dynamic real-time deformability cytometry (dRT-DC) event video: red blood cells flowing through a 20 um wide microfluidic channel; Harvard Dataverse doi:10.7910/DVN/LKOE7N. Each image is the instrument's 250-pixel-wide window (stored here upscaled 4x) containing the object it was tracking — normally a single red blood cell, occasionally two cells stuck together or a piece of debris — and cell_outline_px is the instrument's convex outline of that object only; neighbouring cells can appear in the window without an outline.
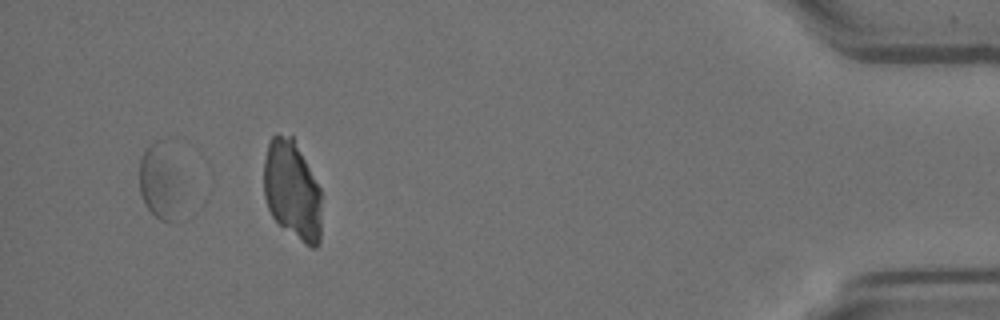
{"species": "Egyptian fruit bat (a non-hibernating species)", "species_latin": "Rousettus aegyptiacus", "temperature_condition": "room temperature", "stored_images_in_passage": 11, "segment_of_instrument_passage": [2, 3], "camera_frame_rate_fps": 3000, "um_per_image_px": 0.085, "animal": {"sex": "female"}, "frame": {"image": 1, "passage_image": 10, "time_ms": 3.0, "image_size_px": [1000, 320], "cell_outline_px": [[176, 224], [160, 220], [144, 204], [140, 192], [140, 160], [148, 144], [156, 140], [160, 140], [168, 172], [172, 192]], "centroid_in_image_um": [13.31, 15.57], "position_along_channel_um": 421.9, "area_um2": 14.57}}